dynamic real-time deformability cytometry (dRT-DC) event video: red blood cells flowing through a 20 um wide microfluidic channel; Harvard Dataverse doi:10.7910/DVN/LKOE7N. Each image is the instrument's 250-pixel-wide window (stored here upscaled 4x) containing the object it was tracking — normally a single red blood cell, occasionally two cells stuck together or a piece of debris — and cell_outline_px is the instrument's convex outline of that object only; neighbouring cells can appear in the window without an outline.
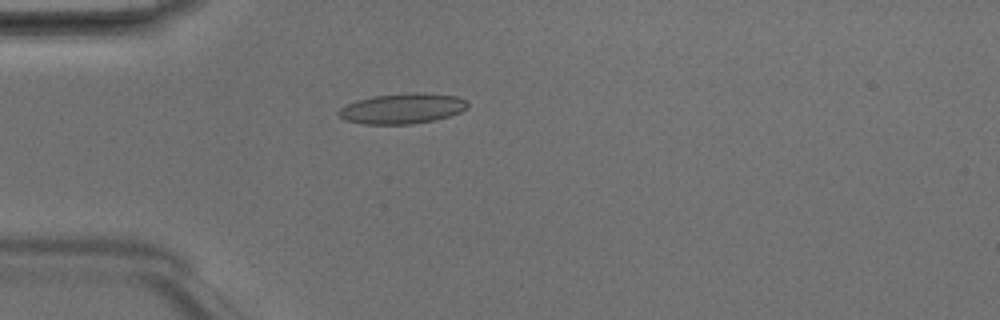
{"species": "Egyptian fruit bat (a non-hibernating species)", "species_latin": "Rousettus aegyptiacus", "temperature_condition": "room temperature", "stored_images_in_passage": 2, "camera_frame_rate_fps": 3000, "um_per_image_px": 0.085, "animal": {"sex": "male"}, "frame": {"image": 1, "passage_image": 2, "time_ms": 0.333, "image_size_px": [1000, 320], "cell_outline_px": [[468, 108], [460, 112], [436, 120], [412, 124], [364, 124], [344, 120], [336, 112], [344, 104], [356, 100], [372, 96], [408, 92], [428, 92], [456, 96], [464, 100], [468, 104]], "centroid_in_image_um": [34.17, 9.21], "position_along_channel_um": 50.8, "area_um2": 23.18}}